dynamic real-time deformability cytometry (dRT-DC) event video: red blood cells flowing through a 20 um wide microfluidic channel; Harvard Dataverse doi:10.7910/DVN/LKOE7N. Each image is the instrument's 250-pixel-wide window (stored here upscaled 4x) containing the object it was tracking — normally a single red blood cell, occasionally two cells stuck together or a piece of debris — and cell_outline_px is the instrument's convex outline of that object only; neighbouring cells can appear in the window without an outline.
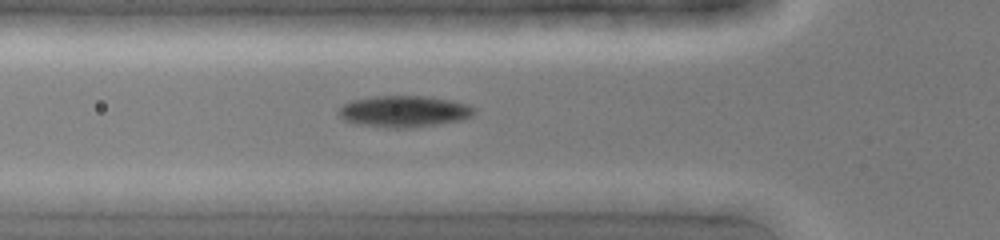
{"species": "common noctule bat (a hibernating species)", "species_latin": "Nyctalus noctula", "temperature_condition": "cold", "stored_images_in_passage": 10, "camera_frame_rate_fps": 3000, "um_per_image_px": 0.085, "animal": {"sex": "female", "body_mass_g": 19.0, "forearm_length_mm": 51.5}, "frame": {"image": 1, "passage_image": 4, "time_ms": 1.0, "image_size_px": [1000, 240], "cell_outline_px": [[476, 112], [472, 116], [464, 120], [408, 128], [392, 128], [356, 124], [344, 120], [340, 116], [340, 108], [344, 104], [352, 100], [376, 96], [428, 96], [452, 100], [468, 104], [476, 108]], "centroid_in_image_um": [34.4, 9.47], "position_along_channel_um": 91.4, "area_um2": 24.91}}
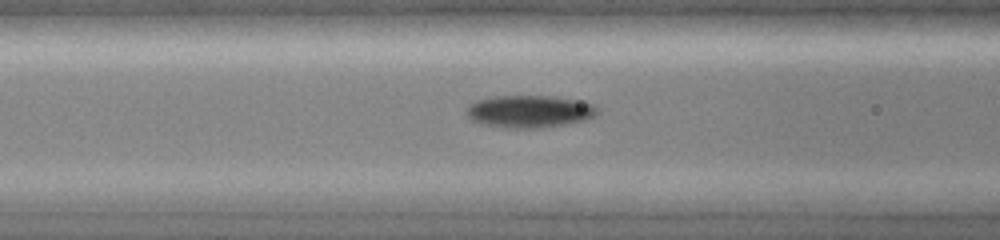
{"frame": {"image": 2, "passage_image": 6, "time_ms": 1.667, "image_size_px": [1000, 240], "cell_outline_px": [[600, 112], [596, 116], [588, 120], [540, 128], [508, 128], [480, 124], [472, 120], [468, 116], [468, 104], [476, 100], [492, 96], [552, 96], [580, 100], [596, 104]], "centroid_in_image_um": [45.06, 9.47], "position_along_channel_um": 121.5, "area_um2": 25.09}}